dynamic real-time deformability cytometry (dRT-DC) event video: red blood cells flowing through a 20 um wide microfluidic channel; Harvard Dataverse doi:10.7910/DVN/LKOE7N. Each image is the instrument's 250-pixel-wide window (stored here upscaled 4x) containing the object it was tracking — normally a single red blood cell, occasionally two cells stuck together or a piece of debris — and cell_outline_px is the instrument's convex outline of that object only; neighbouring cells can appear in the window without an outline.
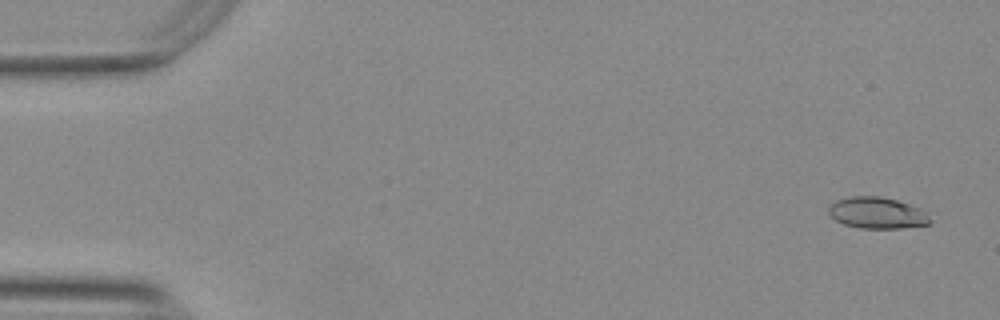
{"species": "Egyptian fruit bat (a non-hibernating species)", "species_latin": "Rousettus aegyptiacus", "temperature_condition": "warm", "stored_images_in_passage": 17, "camera_frame_rate_fps": 3000, "um_per_image_px": 0.085, "animal": {"sex": "female"}, "frame": {"image": 1, "passage_image": 2, "time_ms": 0.333, "image_size_px": [1000, 320], "cell_outline_px": [[932, 220], [928, 224], [900, 228], [860, 228], [844, 224], [836, 220], [828, 212], [828, 208], [836, 200], [852, 196], [880, 196], [896, 200], [920, 208], [928, 212]], "centroid_in_image_um": [74.58, 18.09], "position_along_channel_um": 10.4, "area_um2": 18.5}}
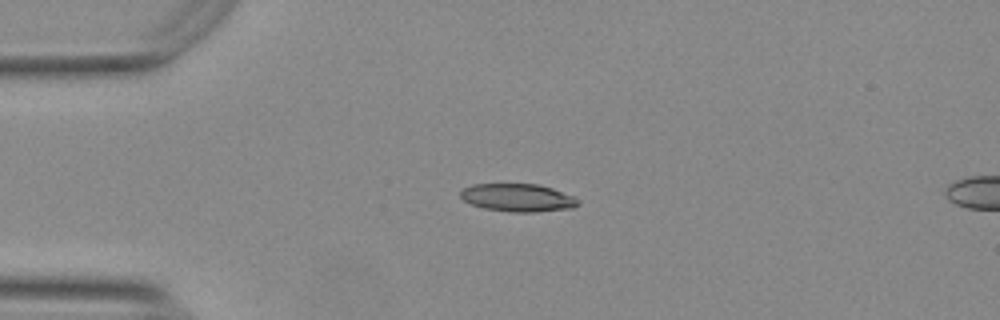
{"frame": {"image": 2, "passage_image": 13, "time_ms": 4.0, "image_size_px": [1000, 320], "cell_outline_px": [[580, 204], [572, 208], [536, 212], [512, 212], [484, 208], [472, 204], [464, 200], [460, 196], [460, 192], [464, 188], [472, 184], [536, 184], [552, 188], [572, 196], [580, 200]], "centroid_in_image_um": [44.02, 16.8], "position_along_channel_um": 41.0, "area_um2": 19.02}}